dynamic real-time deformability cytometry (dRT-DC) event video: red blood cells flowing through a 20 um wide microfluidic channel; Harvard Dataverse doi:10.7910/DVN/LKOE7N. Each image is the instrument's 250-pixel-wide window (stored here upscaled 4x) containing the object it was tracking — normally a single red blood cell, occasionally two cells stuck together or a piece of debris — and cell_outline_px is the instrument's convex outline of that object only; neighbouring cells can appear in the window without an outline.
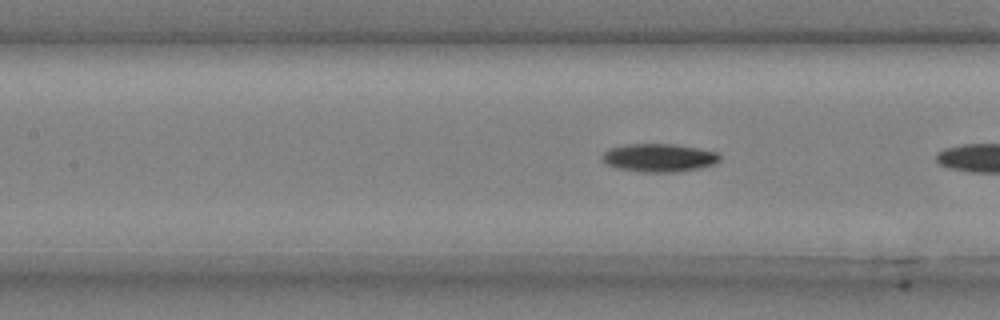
{"species": "common noctule bat (a hibernating species)", "species_latin": "Nyctalus noctula", "temperature_condition": "cold", "stored_images_in_passage": 7, "camera_frame_rate_fps": 3000, "um_per_image_px": 0.085, "animal": {"sex": "male", "body_mass_g": 20.4}, "frame": {"image": 1, "passage_image": 7, "time_ms": 2.0, "image_size_px": [1000, 320], "cell_outline_px": [[720, 160], [716, 164], [700, 168], [676, 172], [640, 172], [616, 168], [600, 160], [600, 156], [608, 148], [624, 144], [676, 144], [716, 152], [720, 156]], "centroid_in_image_um": [55.97, 13.41], "position_along_channel_um": 151.4, "area_um2": 19.54}}